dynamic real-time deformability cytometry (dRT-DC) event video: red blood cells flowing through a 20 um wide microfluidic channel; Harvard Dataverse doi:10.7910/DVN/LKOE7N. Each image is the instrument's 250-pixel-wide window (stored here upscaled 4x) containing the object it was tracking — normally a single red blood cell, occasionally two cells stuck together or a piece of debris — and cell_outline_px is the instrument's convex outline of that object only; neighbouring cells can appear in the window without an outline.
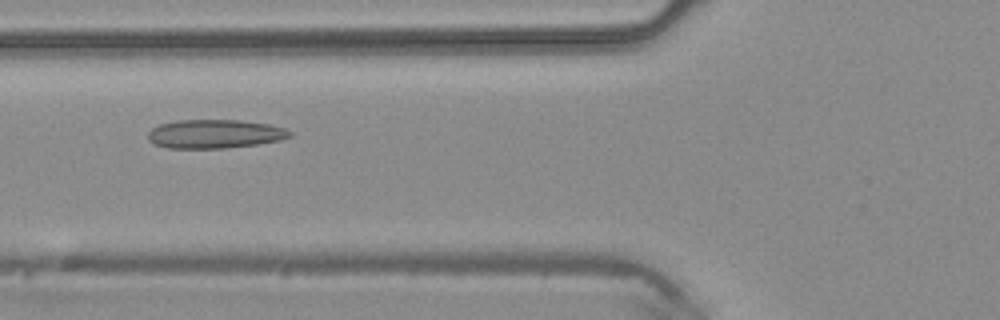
{"species": "common noctule bat (a hibernating species)", "species_latin": "Nyctalus noctula", "temperature_condition": "warm", "stored_images_in_passage": 4, "camera_frame_rate_fps": 3000, "um_per_image_px": 0.085, "animal": {"sex": "male", "body_mass_g": 20.4}, "frame": {"image": 1, "passage_image": 4, "time_ms": 1.0, "image_size_px": [1000, 320], "cell_outline_px": [[292, 136], [280, 140], [256, 144], [224, 148], [168, 148], [156, 144], [148, 140], [148, 132], [152, 128], [160, 124], [180, 120], [240, 120], [268, 124], [284, 128], [292, 132]], "centroid_in_image_um": [18.26, 11.38], "position_along_channel_um": 107.5, "area_um2": 23.64}}